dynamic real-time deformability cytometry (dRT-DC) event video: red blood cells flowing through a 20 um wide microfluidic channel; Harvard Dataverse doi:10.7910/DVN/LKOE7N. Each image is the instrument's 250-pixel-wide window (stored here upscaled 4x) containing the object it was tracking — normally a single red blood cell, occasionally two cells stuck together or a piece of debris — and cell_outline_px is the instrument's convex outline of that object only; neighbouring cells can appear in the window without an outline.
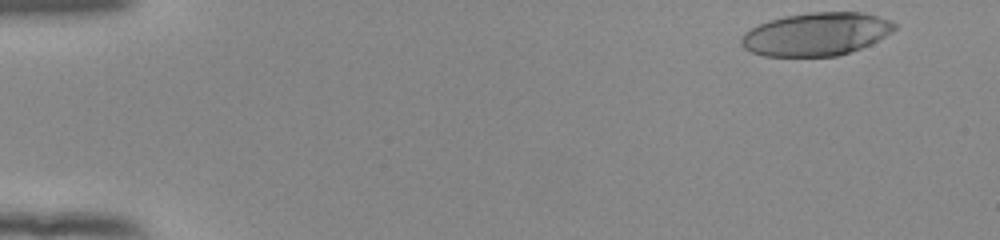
{"species": "human", "species_latin": "Homo sapiens", "temperature_condition": "room temperature", "stored_images_in_passage": 50, "camera_frame_rate_fps": 3000, "um_per_image_px": 0.085, "donor": {"sex": "female"}, "frame": {"image": 1, "passage_image": 1, "time_ms": 0.0, "image_size_px": [1000, 240], "cell_outline_px": [[896, 28], [892, 32], [860, 48], [836, 56], [764, 56], [752, 52], [744, 48], [740, 44], [740, 40], [744, 32], [768, 20], [784, 16], [812, 12], [864, 12], [892, 20], [896, 24]], "centroid_in_image_um": [69.36, 2.89], "position_along_channel_um": 15.6, "area_um2": 38.32}}
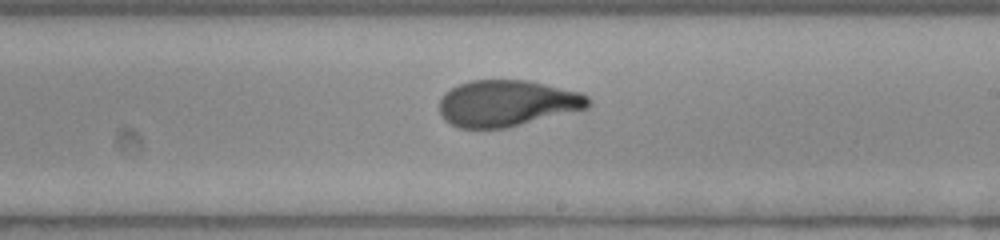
{"frame": {"image": 2, "passage_image": 29, "time_ms": 9.333, "image_size_px": [1000, 240], "cell_outline_px": [[592, 104], [588, 108], [508, 128], [456, 128], [444, 120], [440, 116], [440, 100], [444, 92], [460, 84], [472, 80], [528, 80], [580, 92], [588, 96], [592, 100]], "centroid_in_image_um": [43.11, 8.79], "position_along_channel_um": 245.9, "area_um2": 40.52}}
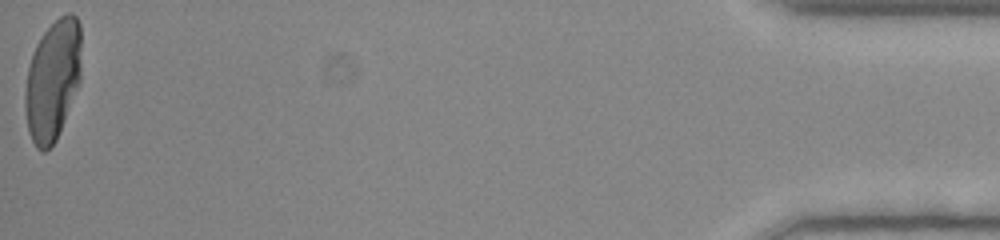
{"frame": {"image": 3, "passage_image": 50, "time_ms": 16.333, "image_size_px": [1000, 240], "cell_outline_px": [[80, 84], [56, 140], [44, 152], [40, 152], [36, 148], [28, 132], [24, 108], [24, 92], [28, 68], [32, 52], [36, 44], [44, 32], [60, 16], [68, 12], [72, 12], [76, 16], [80, 24]], "centroid_in_image_um": [4.47, 6.83], "position_along_channel_um": 430.7, "area_um2": 39.82}, "authors_computed_cell_mechanics": {"area_um2": 39.8531, "velocity_mm_per_s": 3.9156, "shape_relaxation_time_tau1_ms": 7.4577, "shape_relaxation_time_tau2_ms": 0.7364, "deformation_change_tau1": 0.3032, "deformation_change_tau2": 0.0689}}